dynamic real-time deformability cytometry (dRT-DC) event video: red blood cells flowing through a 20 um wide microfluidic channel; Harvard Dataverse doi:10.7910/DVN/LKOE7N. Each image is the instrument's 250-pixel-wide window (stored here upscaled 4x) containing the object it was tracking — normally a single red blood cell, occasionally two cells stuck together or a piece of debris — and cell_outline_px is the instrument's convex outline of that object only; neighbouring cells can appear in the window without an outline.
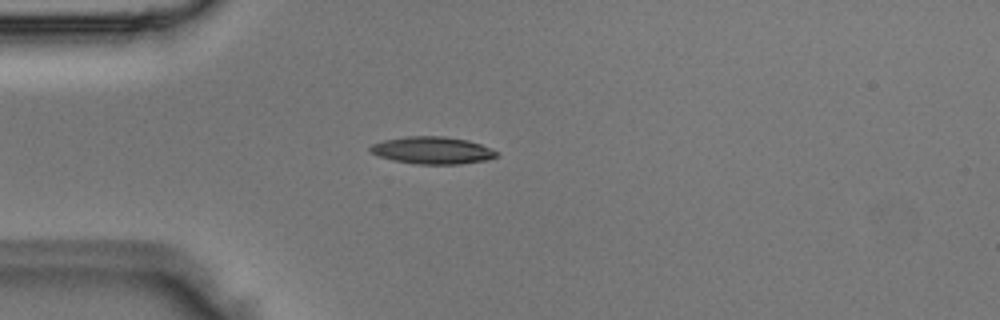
{"species": "Egyptian fruit bat (a non-hibernating species)", "species_latin": "Rousettus aegyptiacus", "temperature_condition": "room temperature", "stored_images_in_passage": 2, "camera_frame_rate_fps": 3000, "um_per_image_px": 0.085, "animal": {"sex": "male"}, "frame": {"image": 1, "passage_image": 2, "time_ms": 0.333, "image_size_px": [1000, 320], "cell_outline_px": [[500, 156], [488, 160], [460, 164], [416, 164], [392, 160], [380, 156], [372, 152], [368, 148], [372, 144], [384, 140], [404, 136], [444, 136], [468, 140], [480, 144], [500, 152]], "centroid_in_image_um": [36.8, 12.78], "position_along_channel_um": 48.2, "area_um2": 20.23}}